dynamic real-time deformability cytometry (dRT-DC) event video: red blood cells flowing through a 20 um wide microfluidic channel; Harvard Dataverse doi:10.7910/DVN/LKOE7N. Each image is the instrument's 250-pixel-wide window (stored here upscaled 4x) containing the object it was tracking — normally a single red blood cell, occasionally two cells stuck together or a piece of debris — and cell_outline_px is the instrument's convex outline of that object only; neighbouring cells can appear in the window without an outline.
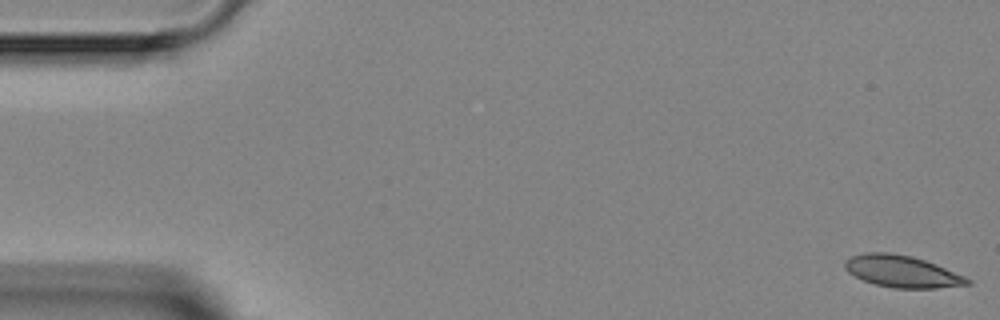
{"species": "Egyptian fruit bat (a non-hibernating species)", "species_latin": "Rousettus aegyptiacus", "temperature_condition": "room temperature", "stored_images_in_passage": 2, "camera_frame_rate_fps": 3000, "um_per_image_px": 0.085, "animal": {"sex": "female"}, "frame": {"image": 1, "passage_image": 1, "time_ms": 0.0, "image_size_px": [1000, 320], "cell_outline_px": [[972, 284], [936, 288], [892, 288], [876, 284], [864, 280], [848, 272], [844, 268], [844, 260], [852, 256], [868, 252], [888, 252], [912, 256], [936, 264], [964, 276], [972, 280]], "centroid_in_image_um": [76.67, 23.07], "position_along_channel_um": 8.3, "area_um2": 22.66}}